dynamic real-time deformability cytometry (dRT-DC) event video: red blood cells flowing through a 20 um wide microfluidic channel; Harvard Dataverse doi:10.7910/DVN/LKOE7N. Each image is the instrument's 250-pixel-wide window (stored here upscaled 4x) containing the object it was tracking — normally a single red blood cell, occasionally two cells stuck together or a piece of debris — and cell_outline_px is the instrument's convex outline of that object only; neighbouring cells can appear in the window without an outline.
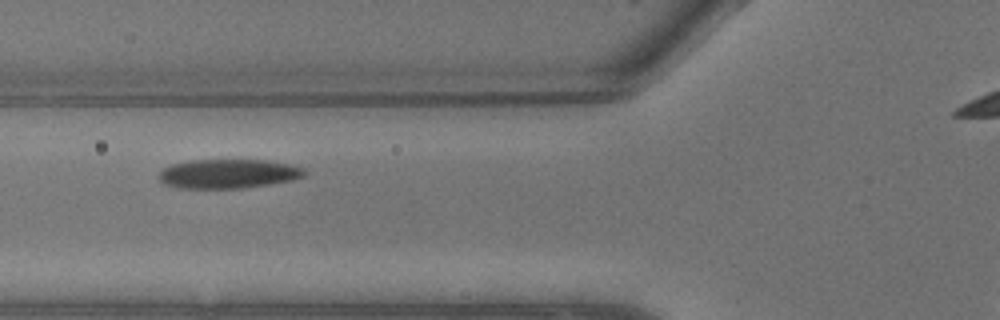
{"species": "common noctule bat (a hibernating species)", "species_latin": "Nyctalus noctula", "temperature_condition": "warm", "stored_images_in_passage": 5, "camera_frame_rate_fps": 3000, "um_per_image_px": 0.085, "animal": {"sex": "male", "body_mass_g": 13.3}, "frame": {"image": 1, "passage_image": 4, "time_ms": 1.0, "image_size_px": [1000, 320], "cell_outline_px": [[308, 172], [304, 176], [292, 180], [268, 184], [240, 188], [180, 188], [164, 184], [160, 180], [160, 172], [164, 168], [172, 164], [188, 160], [268, 160], [288, 164], [304, 168]], "centroid_in_image_um": [19.42, 14.76], "position_along_channel_um": 106.4, "area_um2": 24.68}}